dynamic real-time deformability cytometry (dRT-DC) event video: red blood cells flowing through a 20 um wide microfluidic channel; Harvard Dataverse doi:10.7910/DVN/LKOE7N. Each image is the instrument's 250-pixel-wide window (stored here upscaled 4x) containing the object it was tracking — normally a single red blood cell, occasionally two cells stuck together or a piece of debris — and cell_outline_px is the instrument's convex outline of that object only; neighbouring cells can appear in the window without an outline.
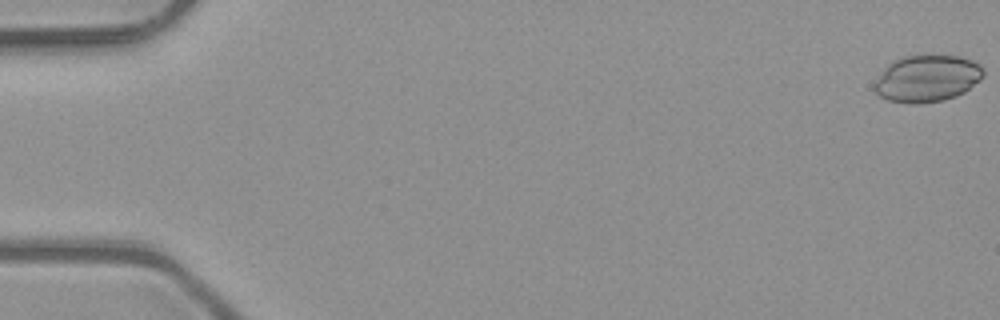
{"species": "common noctule bat (a hibernating species)", "species_latin": "Nyctalus noctula", "temperature_condition": "room temperature", "stored_images_in_passage": 5, "camera_frame_rate_fps": 3000, "um_per_image_px": 0.085, "animal": {"sex": "male", "body_mass_g": 23.1, "forearm_length_mm": 52.7}, "frame": {"image": 1, "passage_image": 1, "time_ms": 0.0, "image_size_px": [1000, 320], "cell_outline_px": [[984, 76], [980, 80], [964, 92], [956, 96], [944, 100], [920, 104], [912, 104], [888, 100], [880, 96], [872, 88], [876, 80], [884, 68], [888, 64], [904, 56], [960, 56], [972, 60], [980, 64], [984, 72]], "centroid_in_image_um": [78.81, 6.69], "position_along_channel_um": 6.2, "area_um2": 29.71}}